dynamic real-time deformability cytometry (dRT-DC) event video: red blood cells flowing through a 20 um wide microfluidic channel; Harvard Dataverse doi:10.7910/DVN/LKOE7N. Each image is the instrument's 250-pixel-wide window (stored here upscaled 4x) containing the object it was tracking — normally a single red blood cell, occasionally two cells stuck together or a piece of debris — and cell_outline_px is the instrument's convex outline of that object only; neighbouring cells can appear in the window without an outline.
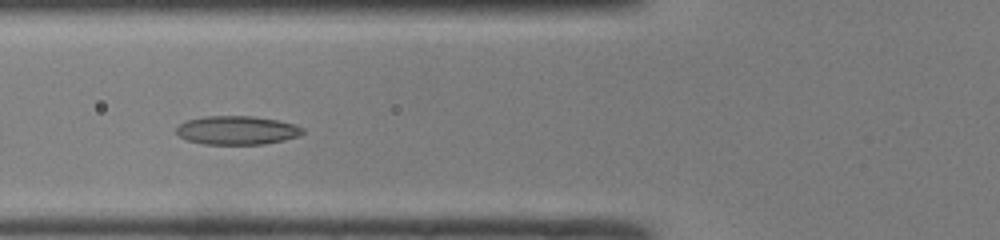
{"species": "common noctule bat (a hibernating species)", "species_latin": "Nyctalus noctula", "temperature_condition": "room temperature", "stored_images_in_passage": 10, "camera_frame_rate_fps": 3000, "um_per_image_px": 0.085, "animal": {"sex": "male", "body_mass_g": 19.0, "forearm_length_mm": 50.8}, "frame": {"image": 1, "passage_image": 4, "time_ms": 1.0, "image_size_px": [1000, 240], "cell_outline_px": [[304, 132], [300, 136], [284, 140], [264, 144], [204, 144], [188, 140], [180, 136], [176, 132], [176, 128], [184, 120], [204, 116], [252, 116], [276, 120], [292, 124], [304, 128]], "centroid_in_image_um": [20.13, 11.07], "position_along_channel_um": 105.7, "area_um2": 21.1}}
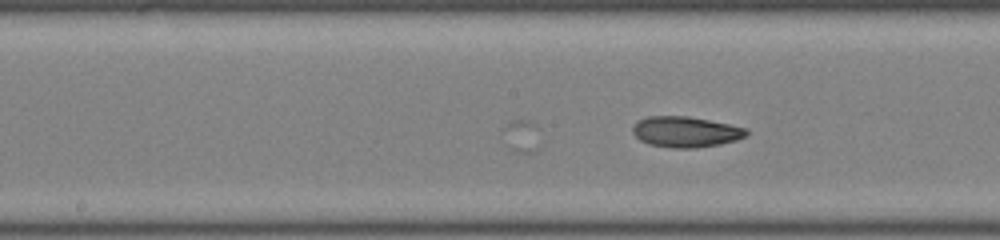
{"frame": {"image": 2, "passage_image": 10, "time_ms": 3.0, "image_size_px": [1000, 240], "cell_outline_px": [[748, 132], [744, 136], [736, 140], [720, 144], [696, 148], [672, 148], [648, 144], [640, 140], [632, 132], [632, 128], [640, 120], [648, 116], [688, 116], [748, 128]], "centroid_in_image_um": [58.28, 11.21], "position_along_channel_um": 189.9, "area_um2": 20.23}}